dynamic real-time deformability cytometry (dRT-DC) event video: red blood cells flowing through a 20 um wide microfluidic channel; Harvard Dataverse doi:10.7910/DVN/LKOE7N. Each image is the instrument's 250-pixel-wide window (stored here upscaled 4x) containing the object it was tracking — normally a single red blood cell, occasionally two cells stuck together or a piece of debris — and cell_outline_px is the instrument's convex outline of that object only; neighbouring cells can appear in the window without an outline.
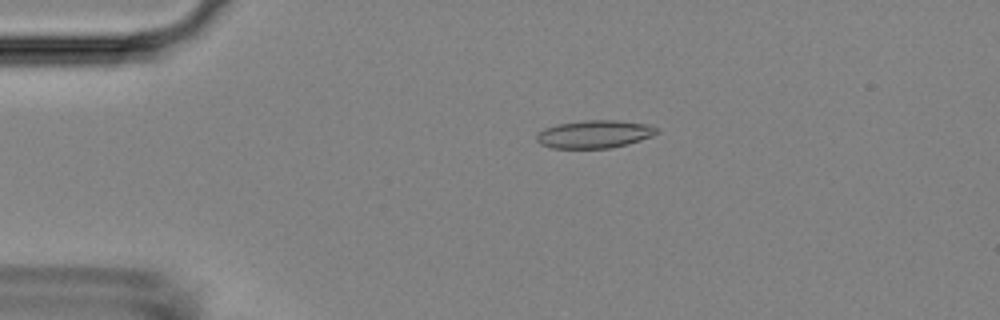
{"species": "Egyptian fruit bat (a non-hibernating species)", "species_latin": "Rousettus aegyptiacus", "temperature_condition": "room temperature", "stored_images_in_passage": 7, "camera_frame_rate_fps": 3000, "um_per_image_px": 0.085, "animal": {"sex": "female"}, "frame": {"image": 1, "passage_image": 3, "time_ms": 0.667, "image_size_px": [1000, 320], "cell_outline_px": [[656, 132], [652, 136], [628, 144], [608, 148], [552, 148], [540, 144], [536, 140], [536, 136], [544, 128], [556, 124], [584, 120], [616, 120], [652, 124], [656, 128]], "centroid_in_image_um": [50.52, 11.39], "position_along_channel_um": 34.5, "area_um2": 19.54}}
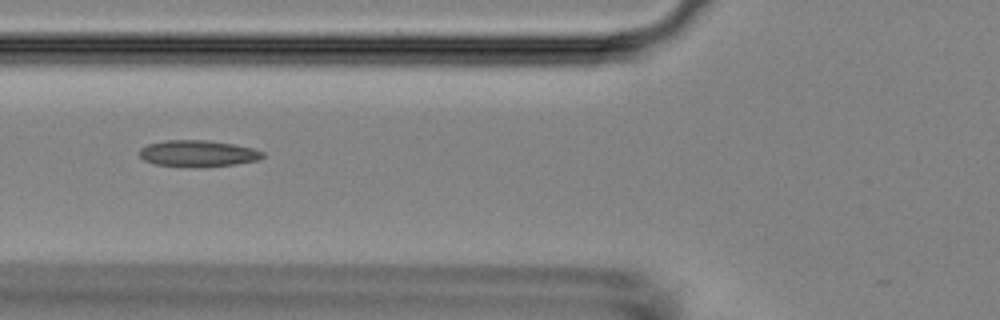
{"frame": {"image": 2, "passage_image": 5, "time_ms": 1.333, "image_size_px": [1000, 320], "cell_outline_px": [[264, 156], [260, 160], [236, 164], [200, 168], [196, 168], [152, 164], [144, 160], [140, 156], [140, 148], [148, 144], [164, 140], [208, 140], [232, 144], [252, 148], [264, 152]], "centroid_in_image_um": [16.82, 13.06], "position_along_channel_um": 109.0, "area_um2": 19.31}}
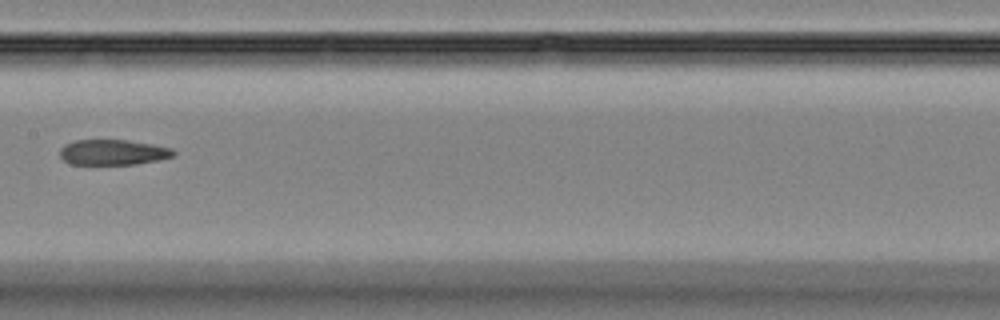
{"frame": {"image": 3, "passage_image": 7, "time_ms": 2.0, "image_size_px": [1000, 320], "cell_outline_px": [[176, 152], [172, 156], [160, 160], [136, 164], [72, 164], [64, 160], [60, 156], [60, 148], [64, 144], [76, 140], [128, 140], [152, 144], [172, 148]], "centroid_in_image_um": [9.61, 12.94], "position_along_channel_um": 197.8, "area_um2": 16.82}}